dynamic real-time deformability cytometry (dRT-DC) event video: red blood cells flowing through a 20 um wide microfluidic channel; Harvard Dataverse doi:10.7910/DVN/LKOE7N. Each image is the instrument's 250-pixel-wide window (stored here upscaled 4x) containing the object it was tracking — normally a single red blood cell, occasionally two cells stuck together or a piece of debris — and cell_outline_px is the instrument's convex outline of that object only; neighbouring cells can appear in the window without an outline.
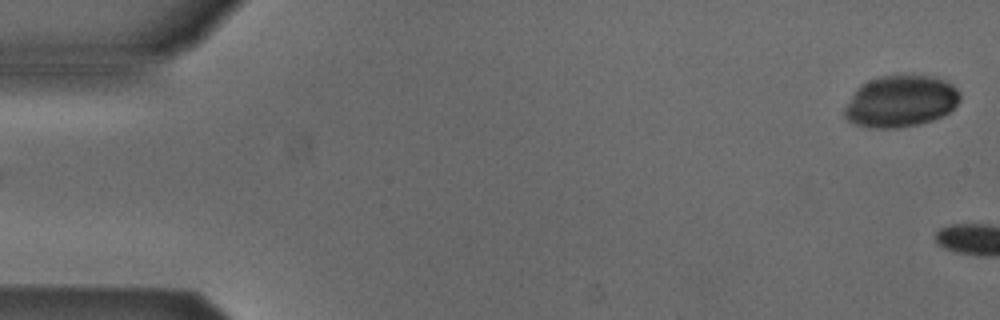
{"species": "Egyptian fruit bat (a non-hibernating species)", "species_latin": "Rousettus aegyptiacus", "temperature_condition": "cold", "stored_images_in_passage": 6, "segment_of_instrument_passage": [2, 2], "camera_frame_rate_fps": 3000, "um_per_image_px": 0.085, "animal": {"sex": "male"}, "frame": {"image": 1, "passage_image": 6, "time_ms": 1.667, "image_size_px": [1000, 320], "cell_outline_px": [[960, 100], [944, 116], [920, 124], [896, 128], [868, 128], [852, 124], [844, 116], [844, 108], [856, 88], [860, 84], [868, 80], [880, 76], [912, 72], [944, 80], [952, 84], [960, 92]], "centroid_in_image_um": [76.53, 8.58], "position_along_channel_um": 8.5, "area_um2": 35.55}}